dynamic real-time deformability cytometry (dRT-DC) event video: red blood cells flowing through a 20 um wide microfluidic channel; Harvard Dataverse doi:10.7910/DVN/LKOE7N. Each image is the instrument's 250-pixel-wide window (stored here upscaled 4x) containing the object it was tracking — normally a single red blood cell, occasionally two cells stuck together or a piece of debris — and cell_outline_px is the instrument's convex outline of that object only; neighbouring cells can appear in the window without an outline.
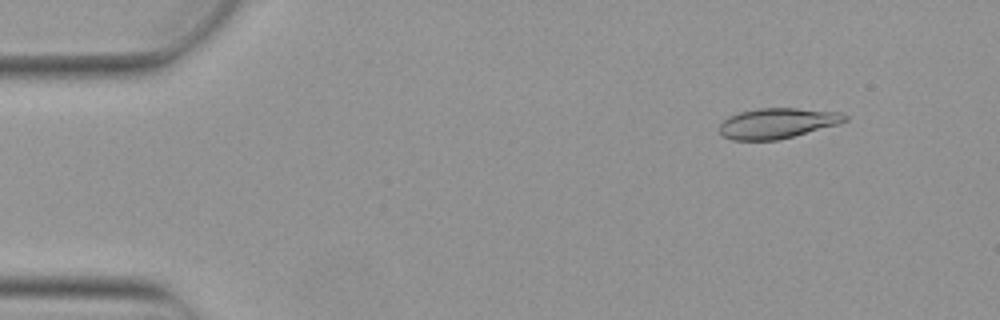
{"species": "Egyptian fruit bat (a non-hibernating species)", "species_latin": "Rousettus aegyptiacus", "temperature_condition": "warm", "stored_images_in_passage": 5, "camera_frame_rate_fps": 3000, "um_per_image_px": 0.085, "animal": {"sex": "female"}, "frame": {"image": 1, "passage_image": 2, "time_ms": 0.333, "image_size_px": [1000, 320], "cell_outline_px": [[848, 120], [840, 124], [776, 140], [732, 140], [724, 136], [720, 132], [720, 124], [728, 116], [740, 112], [756, 108], [796, 108], [840, 112], [848, 116]], "centroid_in_image_um": [66.09, 10.46], "position_along_channel_um": 18.9, "area_um2": 22.14}}
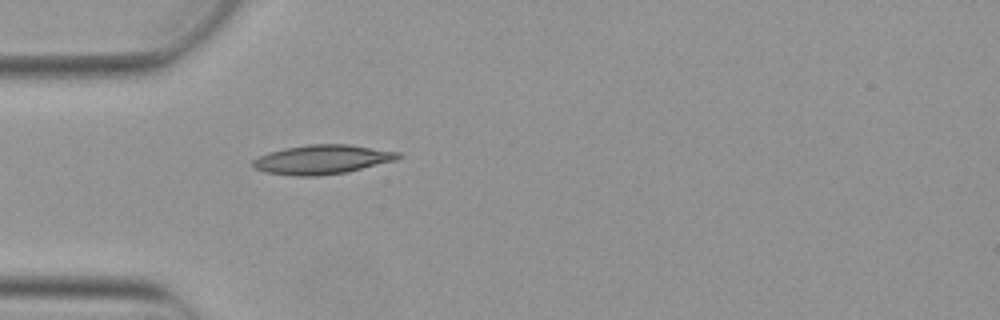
{"frame": {"image": 2, "passage_image": 5, "time_ms": 1.333, "image_size_px": [1000, 320], "cell_outline_px": [[404, 156], [396, 160], [348, 172], [316, 176], [296, 176], [264, 172], [256, 168], [252, 164], [252, 160], [268, 152], [284, 148], [308, 144], [348, 144], [400, 152]], "centroid_in_image_um": [27.41, 13.55], "position_along_channel_um": 57.6, "area_um2": 24.85}}